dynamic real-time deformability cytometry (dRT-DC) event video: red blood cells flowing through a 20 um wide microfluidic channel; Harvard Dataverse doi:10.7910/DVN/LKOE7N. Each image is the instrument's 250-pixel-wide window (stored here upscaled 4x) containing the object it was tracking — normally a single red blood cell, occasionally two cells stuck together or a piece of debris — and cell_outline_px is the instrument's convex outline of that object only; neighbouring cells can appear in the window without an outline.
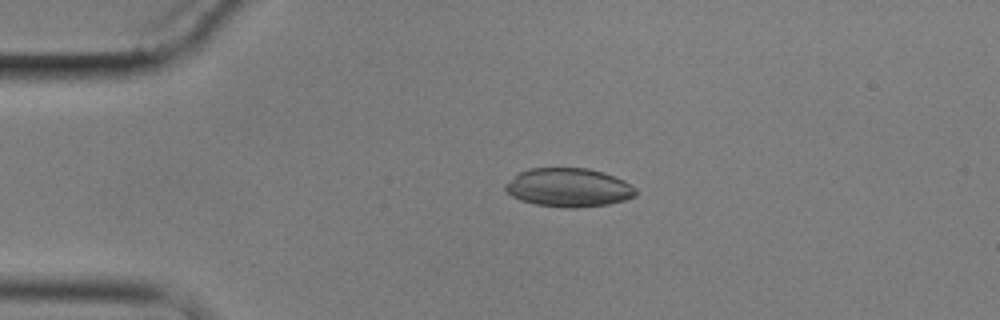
{"species": "common noctule bat (a hibernating species)", "species_latin": "Nyctalus noctula", "temperature_condition": "cold", "stored_images_in_passage": 4, "camera_frame_rate_fps": 3000, "um_per_image_px": 0.085, "animal": {"sex": "male", "body_mass_g": 17.9}, "frame": {"image": 1, "passage_image": 4, "time_ms": 3.667, "image_size_px": [1000, 320], "cell_outline_px": [[636, 196], [624, 200], [608, 204], [576, 208], [564, 208], [536, 204], [520, 200], [512, 196], [504, 188], [504, 184], [520, 172], [528, 168], [588, 168], [624, 180], [636, 188]], "centroid_in_image_um": [48.32, 15.95], "position_along_channel_um": 36.7, "area_um2": 29.3}}